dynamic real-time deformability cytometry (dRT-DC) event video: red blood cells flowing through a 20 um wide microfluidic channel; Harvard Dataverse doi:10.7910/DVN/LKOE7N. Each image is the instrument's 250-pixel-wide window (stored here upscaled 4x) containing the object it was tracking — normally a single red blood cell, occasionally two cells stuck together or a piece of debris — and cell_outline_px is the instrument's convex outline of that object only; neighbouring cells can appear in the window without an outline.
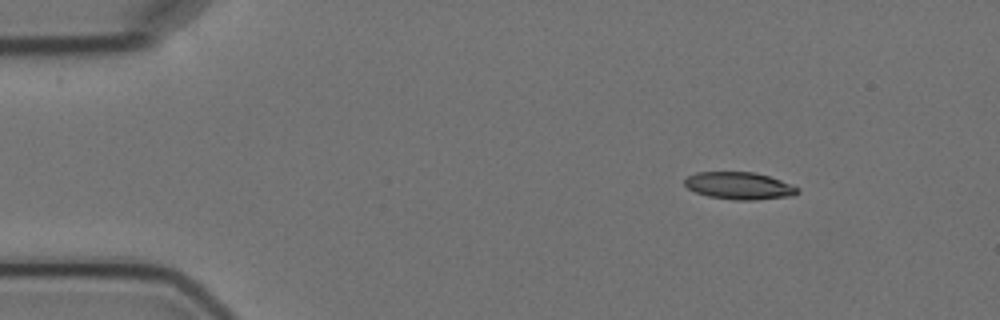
{"species": "Egyptian fruit bat (a non-hibernating species)", "species_latin": "Rousettus aegyptiacus", "temperature_condition": "cold", "stored_images_in_passage": 5, "camera_frame_rate_fps": 3000, "um_per_image_px": 0.085, "animal": {"sex": "female"}, "frame": {"image": 1, "passage_image": 1, "time_ms": 0.0, "image_size_px": [1000, 320], "cell_outline_px": [[800, 192], [792, 196], [752, 200], [736, 200], [708, 196], [696, 192], [688, 188], [684, 184], [684, 180], [688, 176], [696, 172], [756, 172], [780, 180], [800, 188]], "centroid_in_image_um": [62.84, 15.79], "position_along_channel_um": 22.2, "area_um2": 17.92}}
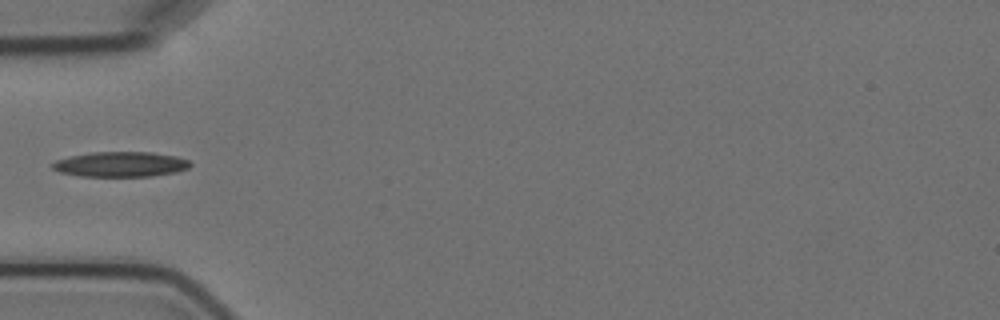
{"frame": {"image": 2, "passage_image": 4, "time_ms": 3.667, "image_size_px": [1000, 320], "cell_outline_px": [[192, 164], [188, 168], [176, 172], [152, 176], [80, 176], [60, 172], [52, 168], [52, 164], [56, 160], [72, 156], [92, 152], [152, 152], [176, 156], [188, 160]], "centroid_in_image_um": [10.28, 13.96], "position_along_channel_um": 74.7, "area_um2": 20.06}}
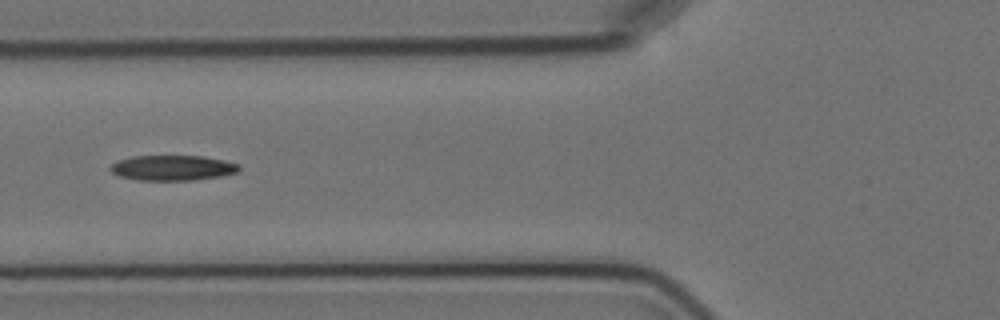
{"frame": {"image": 3, "passage_image": 5, "time_ms": 4.667, "image_size_px": [1000, 320], "cell_outline_px": [[240, 168], [236, 172], [220, 176], [192, 180], [136, 180], [120, 176], [112, 172], [108, 168], [112, 164], [120, 160], [132, 156], [204, 156], [224, 160], [240, 164]], "centroid_in_image_um": [14.67, 14.26], "position_along_channel_um": 111.1, "area_um2": 18.84}}